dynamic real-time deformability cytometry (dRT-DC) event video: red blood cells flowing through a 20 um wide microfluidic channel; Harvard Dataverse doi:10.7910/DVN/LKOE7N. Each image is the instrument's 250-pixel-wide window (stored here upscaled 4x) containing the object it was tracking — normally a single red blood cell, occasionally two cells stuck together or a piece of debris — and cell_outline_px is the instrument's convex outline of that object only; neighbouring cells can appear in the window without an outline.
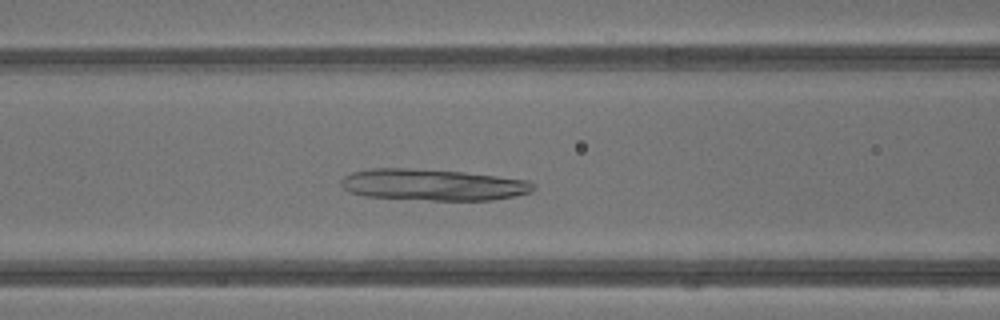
{"species": "common noctule bat (a hibernating species)", "species_latin": "Nyctalus noctula", "temperature_condition": "warm", "stored_images_in_passage": 26, "camera_frame_rate_fps": 3000, "um_per_image_px": 0.085, "animal": {"sex": "male", "body_mass_g": 13.3}, "frame": {"image": 1, "passage_image": 10, "time_ms": 3.0, "image_size_px": [1000, 320], "cell_outline_px": [[536, 188], [528, 192], [516, 196], [492, 200], [432, 200], [364, 196], [348, 192], [340, 184], [340, 180], [344, 176], [352, 172], [372, 168], [408, 168], [464, 172], [528, 180], [536, 184]], "centroid_in_image_um": [36.79, 15.7], "position_along_channel_um": 129.8, "area_um2": 35.26}}
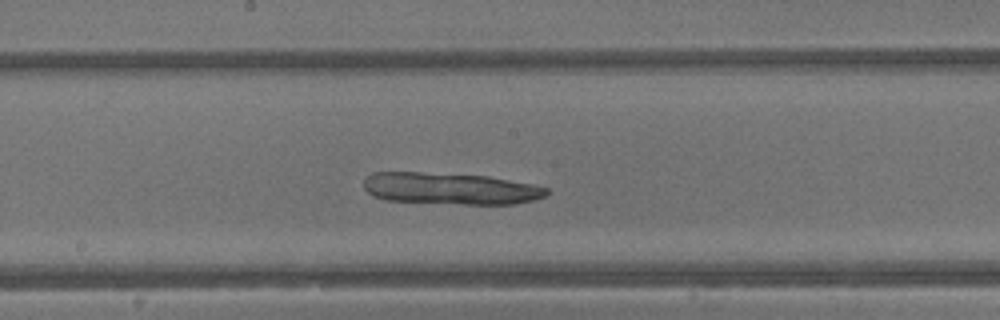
{"frame": {"image": 2, "passage_image": 15, "time_ms": 4.667, "image_size_px": [1000, 320], "cell_outline_px": [[548, 192], [544, 196], [532, 200], [516, 204], [464, 204], [384, 200], [372, 196], [364, 188], [364, 180], [372, 172], [420, 172], [488, 176], [532, 184], [548, 188]], "centroid_in_image_um": [38.25, 16.03], "position_along_channel_um": 209.9, "area_um2": 33.76}}
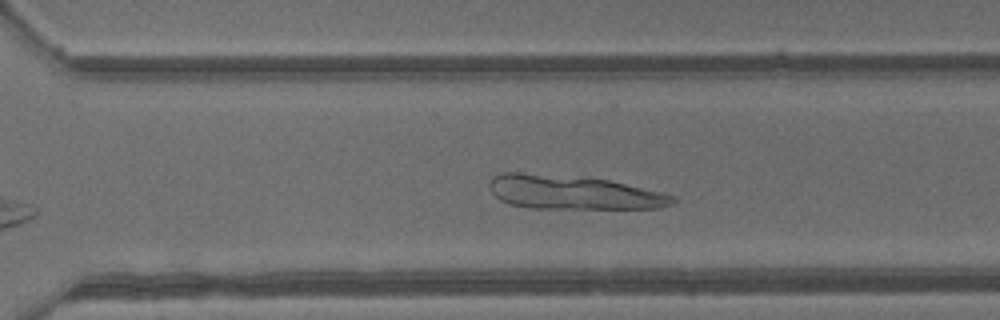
{"frame": {"image": 3, "passage_image": 22, "time_ms": 7.0, "image_size_px": [1000, 320], "cell_outline_px": [[676, 204], [660, 208], [532, 208], [508, 204], [500, 200], [492, 192], [488, 184], [492, 176], [504, 172], [520, 172], [608, 180], [660, 192], [676, 196]], "centroid_in_image_um": [48.7, 16.36], "position_along_channel_um": 321.9, "area_um2": 35.95}}